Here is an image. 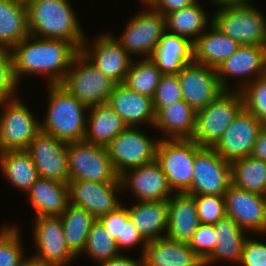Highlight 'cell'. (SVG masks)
<instances>
[{
  "mask_svg": "<svg viewBox=\"0 0 266 266\" xmlns=\"http://www.w3.org/2000/svg\"><path fill=\"white\" fill-rule=\"evenodd\" d=\"M47 92L41 130L66 143L84 140L88 107L60 84L48 85Z\"/></svg>",
  "mask_w": 266,
  "mask_h": 266,
  "instance_id": "cell-3",
  "label": "cell"
},
{
  "mask_svg": "<svg viewBox=\"0 0 266 266\" xmlns=\"http://www.w3.org/2000/svg\"><path fill=\"white\" fill-rule=\"evenodd\" d=\"M231 184V163L223 159L213 148L202 147L193 164L190 195L224 196Z\"/></svg>",
  "mask_w": 266,
  "mask_h": 266,
  "instance_id": "cell-12",
  "label": "cell"
},
{
  "mask_svg": "<svg viewBox=\"0 0 266 266\" xmlns=\"http://www.w3.org/2000/svg\"><path fill=\"white\" fill-rule=\"evenodd\" d=\"M216 70L219 82L225 90L234 88L239 91L248 83L266 74V46L240 45ZM228 77H241V81L231 88L228 85Z\"/></svg>",
  "mask_w": 266,
  "mask_h": 266,
  "instance_id": "cell-15",
  "label": "cell"
},
{
  "mask_svg": "<svg viewBox=\"0 0 266 266\" xmlns=\"http://www.w3.org/2000/svg\"><path fill=\"white\" fill-rule=\"evenodd\" d=\"M128 126L154 125L155 111L151 97L129 89L125 84H116L108 102Z\"/></svg>",
  "mask_w": 266,
  "mask_h": 266,
  "instance_id": "cell-22",
  "label": "cell"
},
{
  "mask_svg": "<svg viewBox=\"0 0 266 266\" xmlns=\"http://www.w3.org/2000/svg\"><path fill=\"white\" fill-rule=\"evenodd\" d=\"M20 230L17 226L0 228V266H20L27 258L24 255Z\"/></svg>",
  "mask_w": 266,
  "mask_h": 266,
  "instance_id": "cell-39",
  "label": "cell"
},
{
  "mask_svg": "<svg viewBox=\"0 0 266 266\" xmlns=\"http://www.w3.org/2000/svg\"><path fill=\"white\" fill-rule=\"evenodd\" d=\"M79 52L69 41L29 35L11 49L14 79L19 86L21 75L42 74L48 85L60 84Z\"/></svg>",
  "mask_w": 266,
  "mask_h": 266,
  "instance_id": "cell-1",
  "label": "cell"
},
{
  "mask_svg": "<svg viewBox=\"0 0 266 266\" xmlns=\"http://www.w3.org/2000/svg\"><path fill=\"white\" fill-rule=\"evenodd\" d=\"M217 239L213 252L203 261L205 266L217 263L218 260L240 263L242 249L246 240L243 230L232 218L225 216L214 224Z\"/></svg>",
  "mask_w": 266,
  "mask_h": 266,
  "instance_id": "cell-31",
  "label": "cell"
},
{
  "mask_svg": "<svg viewBox=\"0 0 266 266\" xmlns=\"http://www.w3.org/2000/svg\"><path fill=\"white\" fill-rule=\"evenodd\" d=\"M68 186L69 203L85 208L96 219L122 205L116 195L122 191L120 178L112 183L69 180Z\"/></svg>",
  "mask_w": 266,
  "mask_h": 266,
  "instance_id": "cell-19",
  "label": "cell"
},
{
  "mask_svg": "<svg viewBox=\"0 0 266 266\" xmlns=\"http://www.w3.org/2000/svg\"><path fill=\"white\" fill-rule=\"evenodd\" d=\"M240 266H266V242L246 238Z\"/></svg>",
  "mask_w": 266,
  "mask_h": 266,
  "instance_id": "cell-46",
  "label": "cell"
},
{
  "mask_svg": "<svg viewBox=\"0 0 266 266\" xmlns=\"http://www.w3.org/2000/svg\"><path fill=\"white\" fill-rule=\"evenodd\" d=\"M251 155L266 162V126L261 129Z\"/></svg>",
  "mask_w": 266,
  "mask_h": 266,
  "instance_id": "cell-50",
  "label": "cell"
},
{
  "mask_svg": "<svg viewBox=\"0 0 266 266\" xmlns=\"http://www.w3.org/2000/svg\"><path fill=\"white\" fill-rule=\"evenodd\" d=\"M263 127L264 125L255 115L243 108L213 149L230 163L248 157L252 154Z\"/></svg>",
  "mask_w": 266,
  "mask_h": 266,
  "instance_id": "cell-16",
  "label": "cell"
},
{
  "mask_svg": "<svg viewBox=\"0 0 266 266\" xmlns=\"http://www.w3.org/2000/svg\"><path fill=\"white\" fill-rule=\"evenodd\" d=\"M69 250L77 257L82 254L88 234L97 219L85 208L68 204L60 216Z\"/></svg>",
  "mask_w": 266,
  "mask_h": 266,
  "instance_id": "cell-35",
  "label": "cell"
},
{
  "mask_svg": "<svg viewBox=\"0 0 266 266\" xmlns=\"http://www.w3.org/2000/svg\"><path fill=\"white\" fill-rule=\"evenodd\" d=\"M197 207V213L201 224L217 223L226 216L224 196L218 195H193Z\"/></svg>",
  "mask_w": 266,
  "mask_h": 266,
  "instance_id": "cell-41",
  "label": "cell"
},
{
  "mask_svg": "<svg viewBox=\"0 0 266 266\" xmlns=\"http://www.w3.org/2000/svg\"><path fill=\"white\" fill-rule=\"evenodd\" d=\"M17 85L13 75L11 49L0 47V103L16 97Z\"/></svg>",
  "mask_w": 266,
  "mask_h": 266,
  "instance_id": "cell-43",
  "label": "cell"
},
{
  "mask_svg": "<svg viewBox=\"0 0 266 266\" xmlns=\"http://www.w3.org/2000/svg\"><path fill=\"white\" fill-rule=\"evenodd\" d=\"M151 60L163 75H177L193 61V43L186 37L166 31L155 47Z\"/></svg>",
  "mask_w": 266,
  "mask_h": 266,
  "instance_id": "cell-28",
  "label": "cell"
},
{
  "mask_svg": "<svg viewBox=\"0 0 266 266\" xmlns=\"http://www.w3.org/2000/svg\"><path fill=\"white\" fill-rule=\"evenodd\" d=\"M144 266H203L188 243L168 237L149 241L143 252Z\"/></svg>",
  "mask_w": 266,
  "mask_h": 266,
  "instance_id": "cell-23",
  "label": "cell"
},
{
  "mask_svg": "<svg viewBox=\"0 0 266 266\" xmlns=\"http://www.w3.org/2000/svg\"><path fill=\"white\" fill-rule=\"evenodd\" d=\"M87 40L86 37L80 52L114 82L124 83L133 58L123 49L115 36L102 33L91 45Z\"/></svg>",
  "mask_w": 266,
  "mask_h": 266,
  "instance_id": "cell-20",
  "label": "cell"
},
{
  "mask_svg": "<svg viewBox=\"0 0 266 266\" xmlns=\"http://www.w3.org/2000/svg\"><path fill=\"white\" fill-rule=\"evenodd\" d=\"M27 193L34 217L61 216L69 204L68 183L39 177Z\"/></svg>",
  "mask_w": 266,
  "mask_h": 266,
  "instance_id": "cell-25",
  "label": "cell"
},
{
  "mask_svg": "<svg viewBox=\"0 0 266 266\" xmlns=\"http://www.w3.org/2000/svg\"><path fill=\"white\" fill-rule=\"evenodd\" d=\"M69 0H35L27 6L30 35L42 39H63L79 51L86 39Z\"/></svg>",
  "mask_w": 266,
  "mask_h": 266,
  "instance_id": "cell-2",
  "label": "cell"
},
{
  "mask_svg": "<svg viewBox=\"0 0 266 266\" xmlns=\"http://www.w3.org/2000/svg\"><path fill=\"white\" fill-rule=\"evenodd\" d=\"M119 178L122 190L129 189L137 201L168 200L174 194L156 160L129 169Z\"/></svg>",
  "mask_w": 266,
  "mask_h": 266,
  "instance_id": "cell-21",
  "label": "cell"
},
{
  "mask_svg": "<svg viewBox=\"0 0 266 266\" xmlns=\"http://www.w3.org/2000/svg\"><path fill=\"white\" fill-rule=\"evenodd\" d=\"M225 198L226 216L243 230L257 235L266 234V196L230 184Z\"/></svg>",
  "mask_w": 266,
  "mask_h": 266,
  "instance_id": "cell-17",
  "label": "cell"
},
{
  "mask_svg": "<svg viewBox=\"0 0 266 266\" xmlns=\"http://www.w3.org/2000/svg\"><path fill=\"white\" fill-rule=\"evenodd\" d=\"M243 107L255 115L266 126V74L245 85L239 90Z\"/></svg>",
  "mask_w": 266,
  "mask_h": 266,
  "instance_id": "cell-40",
  "label": "cell"
},
{
  "mask_svg": "<svg viewBox=\"0 0 266 266\" xmlns=\"http://www.w3.org/2000/svg\"><path fill=\"white\" fill-rule=\"evenodd\" d=\"M218 7L247 5L250 0H211Z\"/></svg>",
  "mask_w": 266,
  "mask_h": 266,
  "instance_id": "cell-51",
  "label": "cell"
},
{
  "mask_svg": "<svg viewBox=\"0 0 266 266\" xmlns=\"http://www.w3.org/2000/svg\"><path fill=\"white\" fill-rule=\"evenodd\" d=\"M162 76L151 58L139 57L138 61L132 60L123 84L137 93L153 98Z\"/></svg>",
  "mask_w": 266,
  "mask_h": 266,
  "instance_id": "cell-37",
  "label": "cell"
},
{
  "mask_svg": "<svg viewBox=\"0 0 266 266\" xmlns=\"http://www.w3.org/2000/svg\"><path fill=\"white\" fill-rule=\"evenodd\" d=\"M17 96L0 103V152L27 150L41 131V120Z\"/></svg>",
  "mask_w": 266,
  "mask_h": 266,
  "instance_id": "cell-7",
  "label": "cell"
},
{
  "mask_svg": "<svg viewBox=\"0 0 266 266\" xmlns=\"http://www.w3.org/2000/svg\"><path fill=\"white\" fill-rule=\"evenodd\" d=\"M145 5L146 9L127 22L121 36L115 37L131 57L137 55L142 56L141 58H151L166 32L165 16L155 11L148 3Z\"/></svg>",
  "mask_w": 266,
  "mask_h": 266,
  "instance_id": "cell-9",
  "label": "cell"
},
{
  "mask_svg": "<svg viewBox=\"0 0 266 266\" xmlns=\"http://www.w3.org/2000/svg\"><path fill=\"white\" fill-rule=\"evenodd\" d=\"M0 170L8 182L26 194L39 178L36 166L26 150L0 152Z\"/></svg>",
  "mask_w": 266,
  "mask_h": 266,
  "instance_id": "cell-34",
  "label": "cell"
},
{
  "mask_svg": "<svg viewBox=\"0 0 266 266\" xmlns=\"http://www.w3.org/2000/svg\"><path fill=\"white\" fill-rule=\"evenodd\" d=\"M29 35L27 6L0 0V47L12 49Z\"/></svg>",
  "mask_w": 266,
  "mask_h": 266,
  "instance_id": "cell-32",
  "label": "cell"
},
{
  "mask_svg": "<svg viewBox=\"0 0 266 266\" xmlns=\"http://www.w3.org/2000/svg\"><path fill=\"white\" fill-rule=\"evenodd\" d=\"M33 240L37 252L33 258L42 266H69L76 256L69 250L60 216L34 217Z\"/></svg>",
  "mask_w": 266,
  "mask_h": 266,
  "instance_id": "cell-13",
  "label": "cell"
},
{
  "mask_svg": "<svg viewBox=\"0 0 266 266\" xmlns=\"http://www.w3.org/2000/svg\"><path fill=\"white\" fill-rule=\"evenodd\" d=\"M149 1H150V0H141V3L143 2L142 4H146V3H148Z\"/></svg>",
  "mask_w": 266,
  "mask_h": 266,
  "instance_id": "cell-54",
  "label": "cell"
},
{
  "mask_svg": "<svg viewBox=\"0 0 266 266\" xmlns=\"http://www.w3.org/2000/svg\"><path fill=\"white\" fill-rule=\"evenodd\" d=\"M177 76L183 100L196 112L225 91L219 82L215 68L194 61L186 64Z\"/></svg>",
  "mask_w": 266,
  "mask_h": 266,
  "instance_id": "cell-14",
  "label": "cell"
},
{
  "mask_svg": "<svg viewBox=\"0 0 266 266\" xmlns=\"http://www.w3.org/2000/svg\"><path fill=\"white\" fill-rule=\"evenodd\" d=\"M33 160L39 177L68 183L67 143L42 130L26 150Z\"/></svg>",
  "mask_w": 266,
  "mask_h": 266,
  "instance_id": "cell-18",
  "label": "cell"
},
{
  "mask_svg": "<svg viewBox=\"0 0 266 266\" xmlns=\"http://www.w3.org/2000/svg\"><path fill=\"white\" fill-rule=\"evenodd\" d=\"M231 184L266 195V162L252 155L231 163Z\"/></svg>",
  "mask_w": 266,
  "mask_h": 266,
  "instance_id": "cell-36",
  "label": "cell"
},
{
  "mask_svg": "<svg viewBox=\"0 0 266 266\" xmlns=\"http://www.w3.org/2000/svg\"><path fill=\"white\" fill-rule=\"evenodd\" d=\"M213 25L240 45L266 46V17L252 4L218 7Z\"/></svg>",
  "mask_w": 266,
  "mask_h": 266,
  "instance_id": "cell-6",
  "label": "cell"
},
{
  "mask_svg": "<svg viewBox=\"0 0 266 266\" xmlns=\"http://www.w3.org/2000/svg\"><path fill=\"white\" fill-rule=\"evenodd\" d=\"M87 113L84 138L86 142L106 147L120 132L128 127L109 103L88 107Z\"/></svg>",
  "mask_w": 266,
  "mask_h": 266,
  "instance_id": "cell-30",
  "label": "cell"
},
{
  "mask_svg": "<svg viewBox=\"0 0 266 266\" xmlns=\"http://www.w3.org/2000/svg\"><path fill=\"white\" fill-rule=\"evenodd\" d=\"M198 0H150L148 4L163 16L181 10L196 3Z\"/></svg>",
  "mask_w": 266,
  "mask_h": 266,
  "instance_id": "cell-48",
  "label": "cell"
},
{
  "mask_svg": "<svg viewBox=\"0 0 266 266\" xmlns=\"http://www.w3.org/2000/svg\"><path fill=\"white\" fill-rule=\"evenodd\" d=\"M115 242L119 251H121V249L123 250L124 248L125 250H128L129 248H133L134 246L143 243V246L141 247L143 248L142 254L148 243L132 223L127 211V207L124 205L122 239H116Z\"/></svg>",
  "mask_w": 266,
  "mask_h": 266,
  "instance_id": "cell-45",
  "label": "cell"
},
{
  "mask_svg": "<svg viewBox=\"0 0 266 266\" xmlns=\"http://www.w3.org/2000/svg\"><path fill=\"white\" fill-rule=\"evenodd\" d=\"M240 44L223 34L213 24L193 42V61L217 68L229 58Z\"/></svg>",
  "mask_w": 266,
  "mask_h": 266,
  "instance_id": "cell-29",
  "label": "cell"
},
{
  "mask_svg": "<svg viewBox=\"0 0 266 266\" xmlns=\"http://www.w3.org/2000/svg\"><path fill=\"white\" fill-rule=\"evenodd\" d=\"M140 259H134L131 258L130 256H126L124 254H120L119 256L115 258H111L108 261H104L99 263L98 266H144V259L143 255H140Z\"/></svg>",
  "mask_w": 266,
  "mask_h": 266,
  "instance_id": "cell-49",
  "label": "cell"
},
{
  "mask_svg": "<svg viewBox=\"0 0 266 266\" xmlns=\"http://www.w3.org/2000/svg\"><path fill=\"white\" fill-rule=\"evenodd\" d=\"M168 229L166 237L189 243L193 234L201 224L195 197L183 193H174L168 200Z\"/></svg>",
  "mask_w": 266,
  "mask_h": 266,
  "instance_id": "cell-24",
  "label": "cell"
},
{
  "mask_svg": "<svg viewBox=\"0 0 266 266\" xmlns=\"http://www.w3.org/2000/svg\"><path fill=\"white\" fill-rule=\"evenodd\" d=\"M203 8L199 1H197L189 7L169 13L165 16L166 31L186 37L193 43L213 24L212 16L209 18L207 11Z\"/></svg>",
  "mask_w": 266,
  "mask_h": 266,
  "instance_id": "cell-33",
  "label": "cell"
},
{
  "mask_svg": "<svg viewBox=\"0 0 266 266\" xmlns=\"http://www.w3.org/2000/svg\"><path fill=\"white\" fill-rule=\"evenodd\" d=\"M105 228L111 237L116 239H122L123 230V204L112 212L102 215L97 219Z\"/></svg>",
  "mask_w": 266,
  "mask_h": 266,
  "instance_id": "cell-47",
  "label": "cell"
},
{
  "mask_svg": "<svg viewBox=\"0 0 266 266\" xmlns=\"http://www.w3.org/2000/svg\"><path fill=\"white\" fill-rule=\"evenodd\" d=\"M116 84L81 52L74 57L70 69L60 83L87 107L107 103Z\"/></svg>",
  "mask_w": 266,
  "mask_h": 266,
  "instance_id": "cell-5",
  "label": "cell"
},
{
  "mask_svg": "<svg viewBox=\"0 0 266 266\" xmlns=\"http://www.w3.org/2000/svg\"><path fill=\"white\" fill-rule=\"evenodd\" d=\"M243 108L240 91L225 90L213 102L197 111L192 140L201 147L213 148Z\"/></svg>",
  "mask_w": 266,
  "mask_h": 266,
  "instance_id": "cell-4",
  "label": "cell"
},
{
  "mask_svg": "<svg viewBox=\"0 0 266 266\" xmlns=\"http://www.w3.org/2000/svg\"><path fill=\"white\" fill-rule=\"evenodd\" d=\"M67 154L70 180L112 183L119 178L106 147L85 140L69 142Z\"/></svg>",
  "mask_w": 266,
  "mask_h": 266,
  "instance_id": "cell-10",
  "label": "cell"
},
{
  "mask_svg": "<svg viewBox=\"0 0 266 266\" xmlns=\"http://www.w3.org/2000/svg\"><path fill=\"white\" fill-rule=\"evenodd\" d=\"M16 2H18L19 4L28 6L30 3H32L35 0H15Z\"/></svg>",
  "mask_w": 266,
  "mask_h": 266,
  "instance_id": "cell-53",
  "label": "cell"
},
{
  "mask_svg": "<svg viewBox=\"0 0 266 266\" xmlns=\"http://www.w3.org/2000/svg\"><path fill=\"white\" fill-rule=\"evenodd\" d=\"M201 148L192 139H159L156 161L174 193H183L190 188L195 154Z\"/></svg>",
  "mask_w": 266,
  "mask_h": 266,
  "instance_id": "cell-8",
  "label": "cell"
},
{
  "mask_svg": "<svg viewBox=\"0 0 266 266\" xmlns=\"http://www.w3.org/2000/svg\"><path fill=\"white\" fill-rule=\"evenodd\" d=\"M82 253H86L90 256L88 258H92L95 263L99 264L119 256L122 252L118 250L115 240L97 220L90 229Z\"/></svg>",
  "mask_w": 266,
  "mask_h": 266,
  "instance_id": "cell-38",
  "label": "cell"
},
{
  "mask_svg": "<svg viewBox=\"0 0 266 266\" xmlns=\"http://www.w3.org/2000/svg\"><path fill=\"white\" fill-rule=\"evenodd\" d=\"M155 113L162 107L183 100L177 75H163L152 98Z\"/></svg>",
  "mask_w": 266,
  "mask_h": 266,
  "instance_id": "cell-42",
  "label": "cell"
},
{
  "mask_svg": "<svg viewBox=\"0 0 266 266\" xmlns=\"http://www.w3.org/2000/svg\"><path fill=\"white\" fill-rule=\"evenodd\" d=\"M20 266H42L37 261H35L31 257H27V259Z\"/></svg>",
  "mask_w": 266,
  "mask_h": 266,
  "instance_id": "cell-52",
  "label": "cell"
},
{
  "mask_svg": "<svg viewBox=\"0 0 266 266\" xmlns=\"http://www.w3.org/2000/svg\"><path fill=\"white\" fill-rule=\"evenodd\" d=\"M216 239L214 225L200 224L188 244L204 261L213 252Z\"/></svg>",
  "mask_w": 266,
  "mask_h": 266,
  "instance_id": "cell-44",
  "label": "cell"
},
{
  "mask_svg": "<svg viewBox=\"0 0 266 266\" xmlns=\"http://www.w3.org/2000/svg\"><path fill=\"white\" fill-rule=\"evenodd\" d=\"M137 128L128 126L106 146L108 156L118 176L129 169L156 160L159 140L150 139Z\"/></svg>",
  "mask_w": 266,
  "mask_h": 266,
  "instance_id": "cell-11",
  "label": "cell"
},
{
  "mask_svg": "<svg viewBox=\"0 0 266 266\" xmlns=\"http://www.w3.org/2000/svg\"><path fill=\"white\" fill-rule=\"evenodd\" d=\"M197 112L184 100L171 103L155 113L154 128L163 132V139H192Z\"/></svg>",
  "mask_w": 266,
  "mask_h": 266,
  "instance_id": "cell-26",
  "label": "cell"
},
{
  "mask_svg": "<svg viewBox=\"0 0 266 266\" xmlns=\"http://www.w3.org/2000/svg\"><path fill=\"white\" fill-rule=\"evenodd\" d=\"M136 202L127 207V211L143 238L149 242L165 237L168 229L167 200Z\"/></svg>",
  "mask_w": 266,
  "mask_h": 266,
  "instance_id": "cell-27",
  "label": "cell"
}]
</instances>
